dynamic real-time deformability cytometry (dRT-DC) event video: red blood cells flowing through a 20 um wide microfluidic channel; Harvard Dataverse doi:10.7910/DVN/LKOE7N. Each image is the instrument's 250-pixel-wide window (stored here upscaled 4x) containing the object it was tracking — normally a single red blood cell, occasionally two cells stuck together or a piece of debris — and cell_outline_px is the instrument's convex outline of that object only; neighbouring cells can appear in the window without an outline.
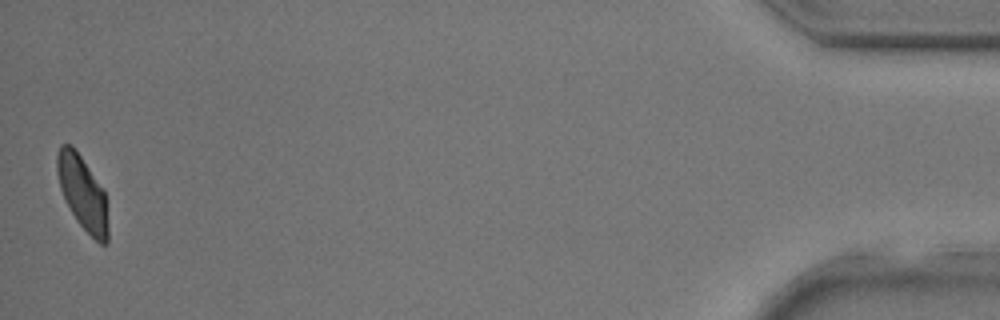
{"species": "common noctule bat (a hibernating species)", "species_latin": "Nyctalus noctula", "temperature_condition": "room temperature", "stored_images_in_passage": 27, "camera_frame_rate_fps": 3000, "um_per_image_px": 0.085, "animal": {"sex": "male", "body_mass_g": 17.9, "forearm_length_mm": 54.2}, "frame": {"image": 1, "passage_image": 27, "time_ms": 8.667, "image_size_px": [1000, 320], "cell_outline_px": [[108, 244], [100, 244], [76, 220], [60, 188], [56, 172], [56, 152], [60, 144], [72, 144], [104, 188], [108, 228]], "centroid_in_image_um": [7.01, 16.34], "position_along_channel_um": 428.2, "area_um2": 21.96}}